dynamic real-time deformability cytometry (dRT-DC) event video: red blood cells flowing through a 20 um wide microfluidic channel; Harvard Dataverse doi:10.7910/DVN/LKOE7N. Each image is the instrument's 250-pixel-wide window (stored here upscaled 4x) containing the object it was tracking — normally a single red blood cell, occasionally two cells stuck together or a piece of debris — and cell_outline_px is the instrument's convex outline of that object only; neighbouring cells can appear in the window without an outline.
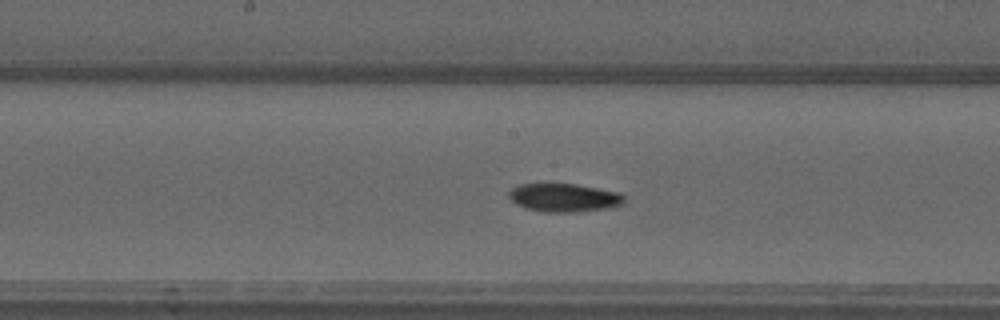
{"species": "common noctule bat (a hibernating species)", "species_latin": "Nyctalus noctula", "temperature_condition": "warm", "stored_images_in_passage": 51, "camera_frame_rate_fps": 3000, "um_per_image_px": 0.085, "animal": {"sex": "male", "forearm_length_mm": 52.5}, "frame": {"image": 1, "passage_image": 26, "time_ms": 8.333, "image_size_px": [1000, 320], "cell_outline_px": [[624, 204], [612, 208], [580, 212], [544, 212], [524, 208], [516, 204], [508, 196], [508, 192], [512, 188], [520, 184], [576, 184], [620, 192], [624, 196]], "centroid_in_image_um": [47.98, 16.81], "position_along_channel_um": 200.2, "area_um2": 19.31}}
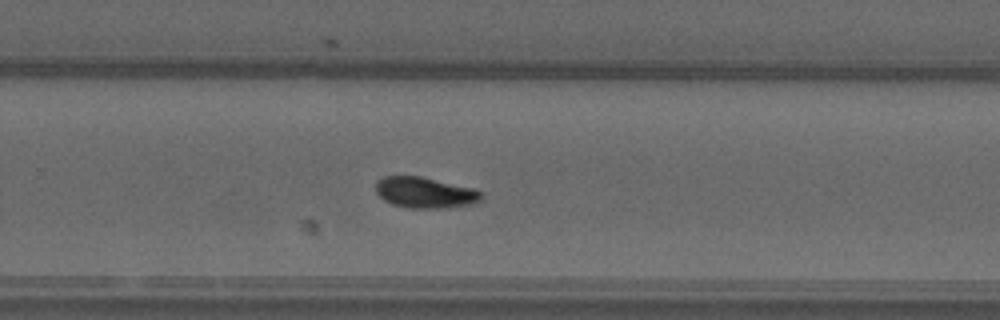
{"frame": {"image": 2, "passage_image": 33, "time_ms": 10.667, "image_size_px": [1000, 320], "cell_outline_px": [[484, 196], [476, 204], [448, 208], [404, 208], [392, 204], [384, 200], [376, 192], [376, 180], [384, 176], [420, 176], [476, 188]], "centroid_in_image_um": [36.16, 16.38], "position_along_channel_um": 293.6, "area_um2": 19.42}}
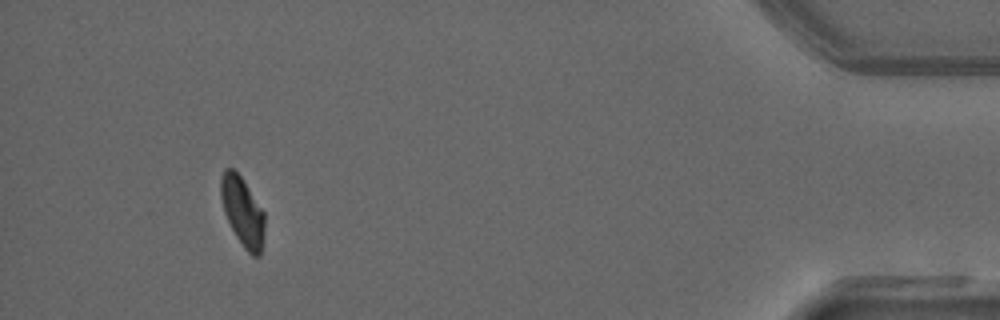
{"frame": {"image": 3, "passage_image": 47, "time_ms": 15.333, "image_size_px": [1000, 320], "cell_outline_px": [[264, 232], [260, 256], [252, 256], [244, 248], [236, 236], [224, 212], [220, 196], [220, 180], [224, 168], [232, 168], [240, 176], [264, 212]], "centroid_in_image_um": [20.6, 17.99], "position_along_channel_um": 414.6, "area_um2": 17.4}, "authors_computed_cell_mechanics": {"area_um2": 18.2648, "velocity_mm_per_s": 4.0305, "shape_relaxation_time_tau1_ms": 3.4541, "shape_relaxation_time_tau2_ms": null, "deformation_change_tau1": 0.15, "deformation_change_tau2": null}}